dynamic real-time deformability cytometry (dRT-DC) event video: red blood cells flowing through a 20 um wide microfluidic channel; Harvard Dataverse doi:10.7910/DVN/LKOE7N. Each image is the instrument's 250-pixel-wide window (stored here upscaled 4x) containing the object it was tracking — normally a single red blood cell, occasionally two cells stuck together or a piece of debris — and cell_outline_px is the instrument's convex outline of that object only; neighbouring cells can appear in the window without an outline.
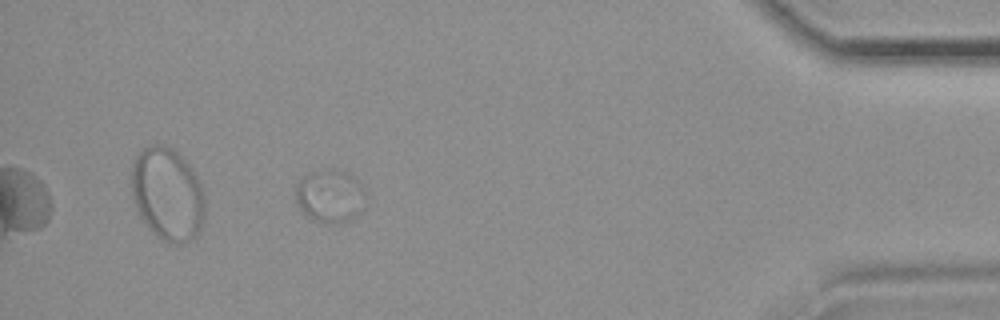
{"species": "common noctule bat (a hibernating species)", "species_latin": "Nyctalus noctula", "temperature_condition": "room temperature", "stored_images_in_passage": 39, "segment_of_instrument_passage": [2, 2], "camera_frame_rate_fps": 3000, "um_per_image_px": 0.085, "animal": {"sex": "female", "body_mass_g": 19.9}, "frame": {"image": 1, "passage_image": 34, "time_ms": 11.0, "image_size_px": [1000, 320], "cell_outline_px": [[364, 208], [352, 220], [344, 224], [328, 224], [312, 220], [300, 208], [296, 200], [296, 184], [304, 176], [312, 172], [328, 168], [336, 168], [352, 176], [360, 184], [364, 204]], "centroid_in_image_um": [28.04, 16.7], "position_along_channel_um": 407.2, "area_um2": 21.68}}